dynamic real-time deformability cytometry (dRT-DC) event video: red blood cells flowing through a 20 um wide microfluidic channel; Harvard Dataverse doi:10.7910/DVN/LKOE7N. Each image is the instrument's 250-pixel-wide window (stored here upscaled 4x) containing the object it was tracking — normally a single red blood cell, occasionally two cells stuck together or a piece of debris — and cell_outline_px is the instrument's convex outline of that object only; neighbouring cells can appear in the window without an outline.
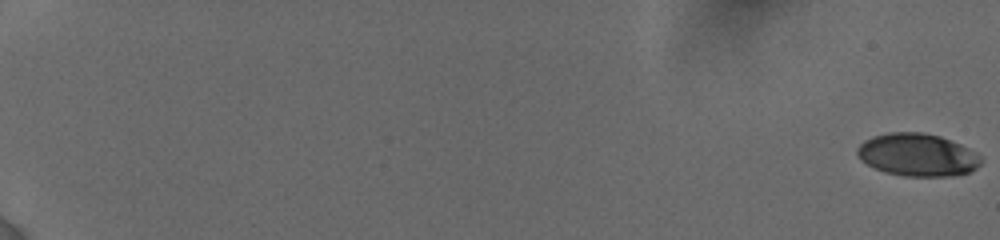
{"species": "human", "species_latin": "Homo sapiens", "temperature_condition": "cold", "stored_images_in_passage": 9, "camera_frame_rate_fps": 3000, "um_per_image_px": 0.085, "donor": {"sex": "female"}, "frame": {"image": 1, "passage_image": 1, "time_ms": 0.0, "image_size_px": [1000, 240], "cell_outline_px": [[980, 164], [976, 168], [968, 172], [952, 176], [904, 176], [884, 172], [860, 160], [856, 152], [856, 148], [864, 140], [872, 136], [888, 132], [924, 132], [940, 136], [960, 144], [976, 152], [980, 156]], "centroid_in_image_um": [77.95, 13.15], "position_along_channel_um": 7.0, "area_um2": 30.81}}